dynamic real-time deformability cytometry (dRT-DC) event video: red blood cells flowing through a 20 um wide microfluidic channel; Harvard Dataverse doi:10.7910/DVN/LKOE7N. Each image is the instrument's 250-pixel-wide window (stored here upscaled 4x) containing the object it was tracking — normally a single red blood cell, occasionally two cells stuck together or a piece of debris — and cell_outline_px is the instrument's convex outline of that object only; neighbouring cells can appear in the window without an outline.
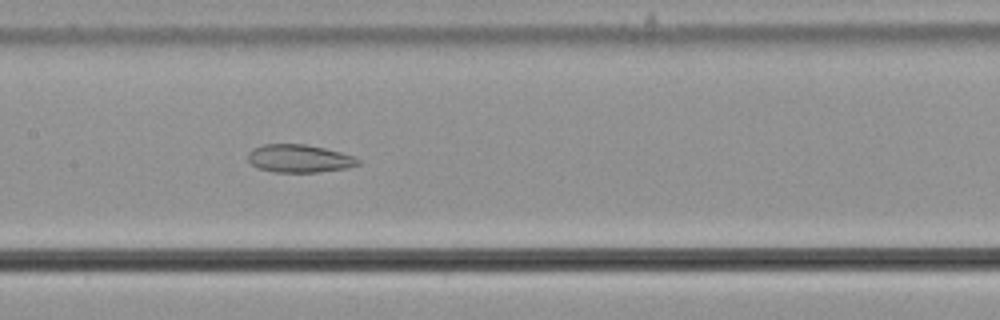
{"species": "common noctule bat (a hibernating species)", "species_latin": "Nyctalus noctula", "temperature_condition": "cold", "stored_images_in_passage": 51, "camera_frame_rate_fps": 3000, "um_per_image_px": 0.085, "animal": {"sex": "male", "body_mass_g": 21.5, "forearm_length_mm": 52.0}, "frame": {"image": 1, "passage_image": 23, "time_ms": 7.333, "image_size_px": [1000, 320], "cell_outline_px": [[360, 164], [348, 168], [316, 172], [272, 172], [256, 168], [248, 160], [248, 152], [252, 148], [264, 144], [304, 144], [324, 148], [340, 152], [352, 156], [360, 160]], "centroid_in_image_um": [25.4, 13.48], "position_along_channel_um": 182.0, "area_um2": 17.98}}
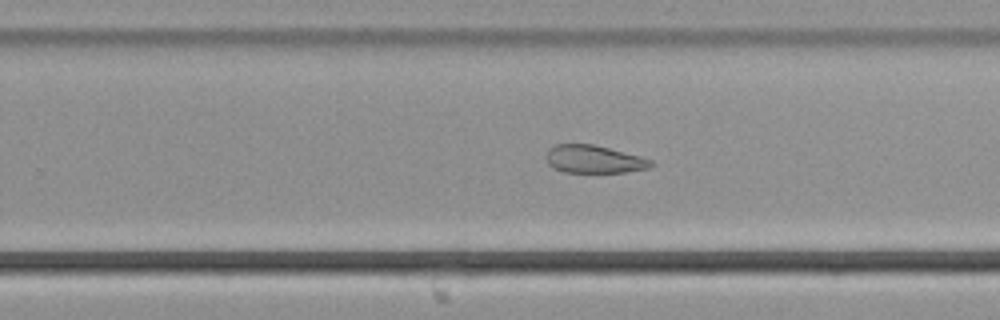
{"frame": {"image": 2, "passage_image": 31, "time_ms": 10.0, "image_size_px": [1000, 320], "cell_outline_px": [[656, 164], [648, 168], [624, 172], [564, 172], [552, 168], [548, 164], [548, 148], [556, 144], [592, 144], [640, 156], [652, 160]], "centroid_in_image_um": [50.49, 13.54], "position_along_channel_um": 279.3, "area_um2": 16.88}}
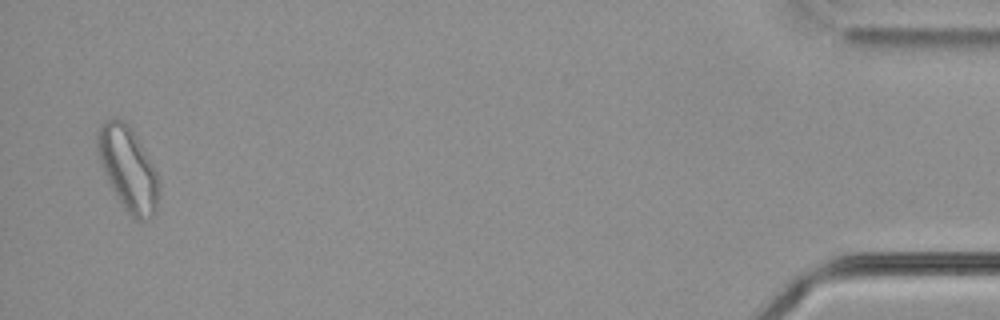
{"frame": {"image": 3, "passage_image": 50, "time_ms": 16.333, "image_size_px": [1000, 320], "cell_outline_px": [[160, 188], [156, 212], [148, 220], [132, 220], [128, 216], [116, 196], [108, 180], [100, 160], [96, 144], [96, 132], [100, 124], [104, 120], [112, 116], [128, 124], [136, 136], [156, 172], [160, 180]], "centroid_in_image_um": [10.88, 14.37], "position_along_channel_um": 424.3, "area_um2": 30.17}, "authors_computed_cell_mechanics": {"area_um2": 23.0044, "velocity_mm_per_s": 3.6617, "shape_relaxation_time_tau1_ms": null, "shape_relaxation_time_tau2_ms": 6.8823, "deformation_change_tau1": null, "deformation_change_tau2": 0.161}}